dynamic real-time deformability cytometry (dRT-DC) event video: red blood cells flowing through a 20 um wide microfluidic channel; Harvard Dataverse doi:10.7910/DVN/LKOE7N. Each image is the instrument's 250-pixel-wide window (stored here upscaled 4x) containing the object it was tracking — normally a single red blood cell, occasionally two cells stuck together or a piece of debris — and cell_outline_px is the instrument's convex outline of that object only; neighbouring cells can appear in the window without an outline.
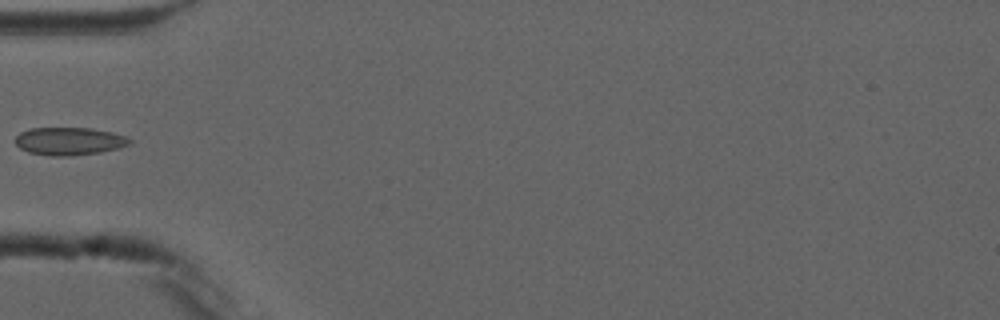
{"species": "common noctule bat (a hibernating species)", "species_latin": "Nyctalus noctula", "temperature_condition": "cold", "stored_images_in_passage": 6, "camera_frame_rate_fps": 3000, "um_per_image_px": 0.085, "animal": {"sex": "male", "forearm_length_mm": 52.5}, "frame": {"image": 1, "passage_image": 6, "time_ms": 5.667, "image_size_px": [1000, 320], "cell_outline_px": [[132, 140], [128, 144], [120, 148], [100, 152], [72, 156], [52, 156], [28, 152], [20, 148], [12, 140], [20, 132], [32, 128], [92, 128], [112, 132], [124, 136]], "centroid_in_image_um": [5.85, 12.0], "position_along_channel_um": 79.1, "area_um2": 18.61}}